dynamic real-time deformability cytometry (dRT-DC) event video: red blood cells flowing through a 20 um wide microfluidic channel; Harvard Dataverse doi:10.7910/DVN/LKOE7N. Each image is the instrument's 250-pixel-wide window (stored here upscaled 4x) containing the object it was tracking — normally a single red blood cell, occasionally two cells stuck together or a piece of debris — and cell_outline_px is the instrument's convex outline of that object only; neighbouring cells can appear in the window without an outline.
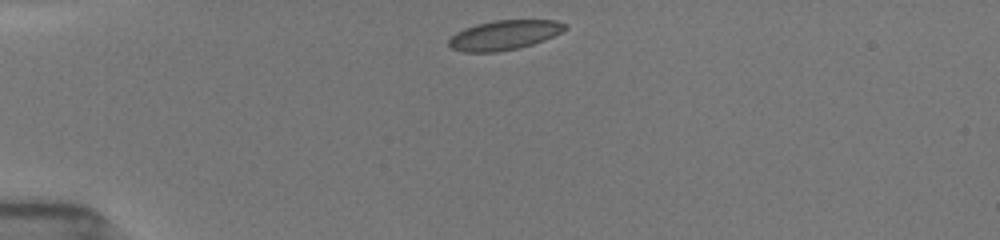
{"species": "common noctule bat (a hibernating species)", "species_latin": "Nyctalus noctula", "temperature_condition": "room temperature", "stored_images_in_passage": 40, "camera_frame_rate_fps": 3000, "um_per_image_px": 0.085, "animal": {"sex": "female", "body_mass_g": 19.5, "forearm_length_mm": 54.1}, "frame": {"image": 1, "passage_image": 1, "time_ms": 0.0, "image_size_px": [1000, 240], "cell_outline_px": [[568, 28], [544, 40], [532, 44], [516, 48], [496, 52], [464, 52], [452, 48], [448, 44], [448, 40], [456, 32], [464, 28], [476, 24], [496, 20], [556, 20], [568, 24]], "centroid_in_image_um": [42.86, 2.97], "position_along_channel_um": 42.1, "area_um2": 19.94}}
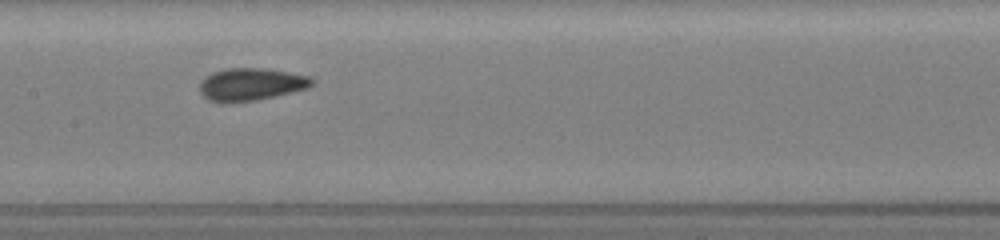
{"frame": {"image": 2, "passage_image": 15, "time_ms": 4.667, "image_size_px": [1000, 240], "cell_outline_px": [[316, 80], [308, 88], [292, 92], [256, 100], [208, 100], [200, 92], [200, 80], [204, 76], [212, 72], [228, 68], [260, 68], [288, 72], [308, 76]], "centroid_in_image_um": [21.35, 7.13], "position_along_channel_um": 186.1, "area_um2": 20.75}}
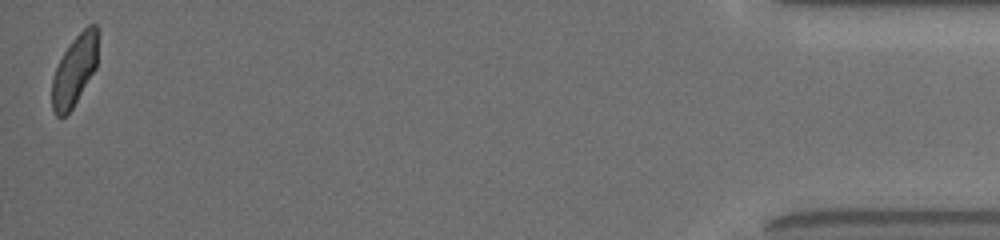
{"frame": {"image": 3, "passage_image": 40, "time_ms": 13.0, "image_size_px": [1000, 240], "cell_outline_px": [[96, 68], [72, 108], [64, 116], [56, 116], [52, 108], [52, 80], [56, 68], [64, 52], [72, 40], [88, 24], [96, 24]], "centroid_in_image_um": [6.31, 6.0], "position_along_channel_um": 428.9, "area_um2": 18.32}, "authors_computed_cell_mechanics": {"area_um2": 20.2878, "velocity_mm_per_s": 3.9016, "shape_relaxation_time_tau1_ms": 3.5329, "shape_relaxation_time_tau2_ms": 1.2953, "deformation_change_tau1": 0.1127, "deformation_change_tau2": 0.0629}}